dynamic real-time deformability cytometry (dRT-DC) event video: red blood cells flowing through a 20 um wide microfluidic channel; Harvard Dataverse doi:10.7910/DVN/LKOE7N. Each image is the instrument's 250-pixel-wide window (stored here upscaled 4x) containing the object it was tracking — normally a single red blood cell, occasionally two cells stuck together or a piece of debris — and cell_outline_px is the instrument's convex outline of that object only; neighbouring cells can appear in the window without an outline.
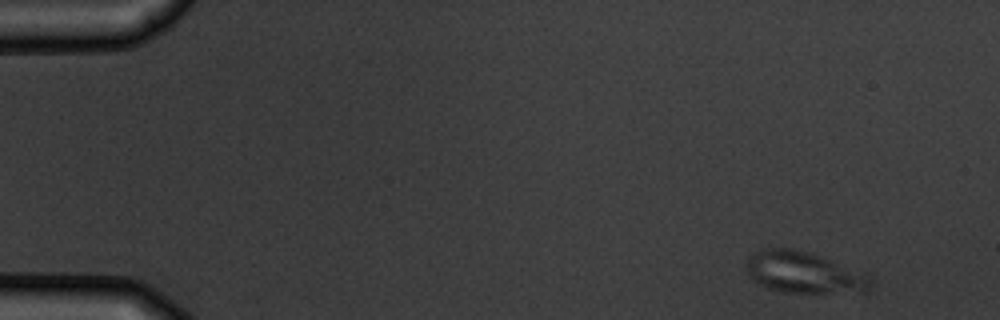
{"species": "common noctule bat (a hibernating species)", "species_latin": "Nyctalus noctula", "temperature_condition": "warm", "stored_images_in_passage": 6, "camera_frame_rate_fps": 3000, "um_per_image_px": 0.085, "animal": {"sex": "male", "body_mass_g": 19.5, "forearm_length_mm": 54.6}, "frame": {"image": 1, "passage_image": 1, "time_ms": 0.0, "image_size_px": [1000, 320], "cell_outline_px": [[872, 284], [868, 292], [780, 292], [768, 288], [752, 280], [748, 276], [744, 264], [748, 256], [756, 252], [768, 248], [792, 248], [808, 252], [868, 272], [872, 276]], "centroid_in_image_um": [68.36, 23.16], "position_along_channel_um": 16.6, "area_um2": 30.52}}
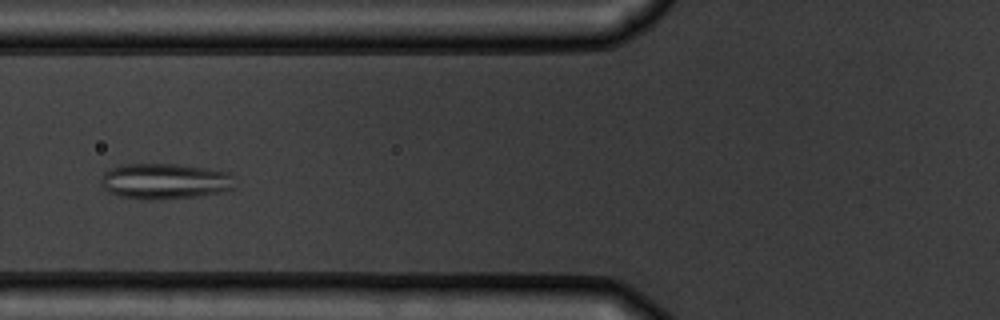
{"frame": {"image": 2, "passage_image": 6, "time_ms": 5.667, "image_size_px": [1000, 320], "cell_outline_px": [[236, 176], [232, 188], [220, 192], [196, 196], [160, 200], [152, 200], [120, 196], [108, 192], [100, 184], [100, 180], [104, 172], [120, 164], [176, 164], [232, 172]], "centroid_in_image_um": [14.01, 15.4], "position_along_channel_um": 111.8, "area_um2": 28.03}}